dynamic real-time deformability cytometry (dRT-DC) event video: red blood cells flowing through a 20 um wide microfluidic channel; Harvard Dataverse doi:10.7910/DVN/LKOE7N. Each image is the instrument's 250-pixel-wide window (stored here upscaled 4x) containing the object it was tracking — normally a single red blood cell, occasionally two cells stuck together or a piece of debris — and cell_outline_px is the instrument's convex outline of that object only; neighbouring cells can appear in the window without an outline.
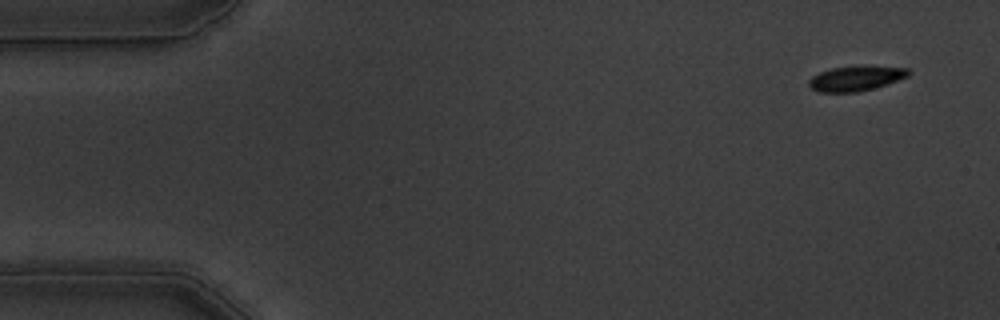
{"species": "common noctule bat (a hibernating species)", "species_latin": "Nyctalus noctula", "temperature_condition": "warm", "stored_images_in_passage": 54, "camera_frame_rate_fps": 3000, "um_per_image_px": 0.085, "animal": {"sex": "male", "body_mass_g": 19.5, "forearm_length_mm": 54.6}, "frame": {"image": 1, "passage_image": 1, "time_ms": 0.0, "image_size_px": [1000, 320], "cell_outline_px": [[912, 72], [908, 76], [888, 84], [856, 92], [820, 92], [812, 88], [808, 84], [808, 80], [812, 76], [820, 72], [832, 68], [908, 68]], "centroid_in_image_um": [72.71, 6.7], "position_along_channel_um": 12.3, "area_um2": 13.7}}
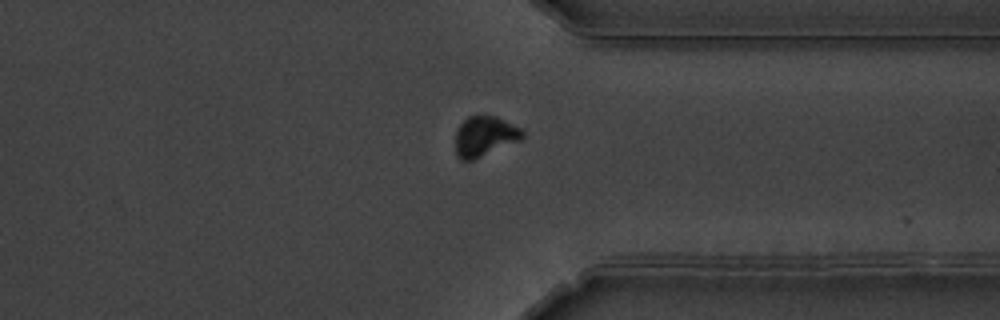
{"frame": {"image": 2, "passage_image": 41, "time_ms": 13.333, "image_size_px": [1000, 320], "cell_outline_px": [[524, 136], [520, 140], [472, 160], [460, 160], [456, 156], [456, 128], [468, 116], [496, 116], [520, 128], [524, 132]], "centroid_in_image_um": [41.17, 11.58], "position_along_channel_um": 370.2, "area_um2": 15.49}}
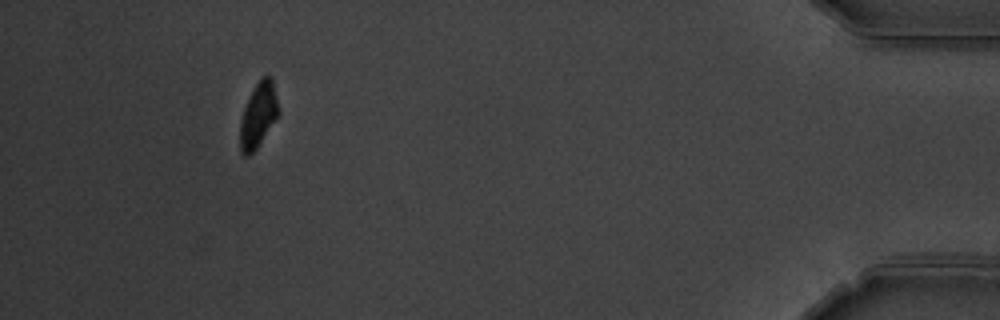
{"frame": {"image": 3, "passage_image": 50, "time_ms": 16.333, "image_size_px": [1000, 320], "cell_outline_px": [[280, 112], [256, 148], [248, 156], [244, 156], [240, 152], [240, 120], [244, 108], [260, 76], [272, 76]], "centroid_in_image_um": [21.96, 9.76], "position_along_channel_um": 413.2, "area_um2": 14.33}, "authors_computed_cell_mechanics": {"area_um2": 15.5771, "velocity_mm_per_s": 3.5431, "shape_relaxation_time_tau1_ms": 3.2342, "shape_relaxation_time_tau2_ms": null, "deformation_change_tau1": 0.1328, "deformation_change_tau2": null}}